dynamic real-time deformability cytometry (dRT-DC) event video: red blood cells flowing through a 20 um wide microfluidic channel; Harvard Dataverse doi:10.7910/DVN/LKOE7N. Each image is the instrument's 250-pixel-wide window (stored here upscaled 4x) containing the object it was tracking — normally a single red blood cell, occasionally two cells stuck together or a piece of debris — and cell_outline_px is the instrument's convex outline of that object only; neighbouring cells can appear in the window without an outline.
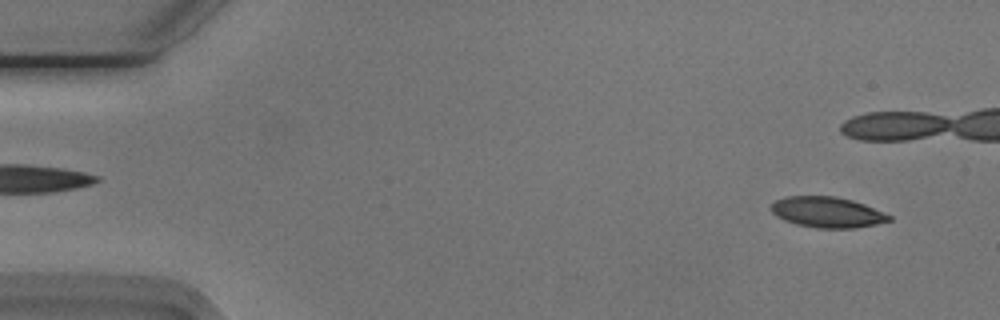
{"species": "Egyptian fruit bat (a non-hibernating species)", "species_latin": "Rousettus aegyptiacus", "temperature_condition": "cold", "stored_images_in_passage": 24, "camera_frame_rate_fps": 3000, "um_per_image_px": 0.085, "animal": {"sex": "male"}, "frame": {"image": 1, "passage_image": 1, "time_ms": 0.0, "image_size_px": [1000, 320], "cell_outline_px": [[892, 220], [876, 224], [856, 228], [816, 228], [796, 224], [784, 220], [776, 216], [772, 212], [772, 204], [776, 200], [788, 196], [836, 196], [852, 200], [864, 204], [892, 216]], "centroid_in_image_um": [70.33, 18.04], "position_along_channel_um": 14.7, "area_um2": 21.04}}
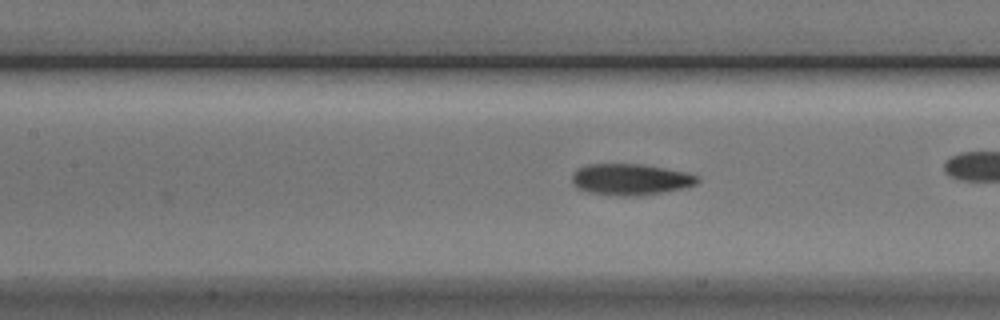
{"frame": {"image": 2, "passage_image": 21, "time_ms": 6.667, "image_size_px": [1000, 320], "cell_outline_px": [[700, 180], [696, 184], [680, 188], [660, 192], [636, 196], [624, 196], [588, 192], [576, 188], [572, 180], [572, 176], [580, 168], [588, 164], [640, 164], [664, 168], [684, 172], [700, 176]], "centroid_in_image_um": [53.59, 15.25], "position_along_channel_um": 153.8, "area_um2": 22.48}}